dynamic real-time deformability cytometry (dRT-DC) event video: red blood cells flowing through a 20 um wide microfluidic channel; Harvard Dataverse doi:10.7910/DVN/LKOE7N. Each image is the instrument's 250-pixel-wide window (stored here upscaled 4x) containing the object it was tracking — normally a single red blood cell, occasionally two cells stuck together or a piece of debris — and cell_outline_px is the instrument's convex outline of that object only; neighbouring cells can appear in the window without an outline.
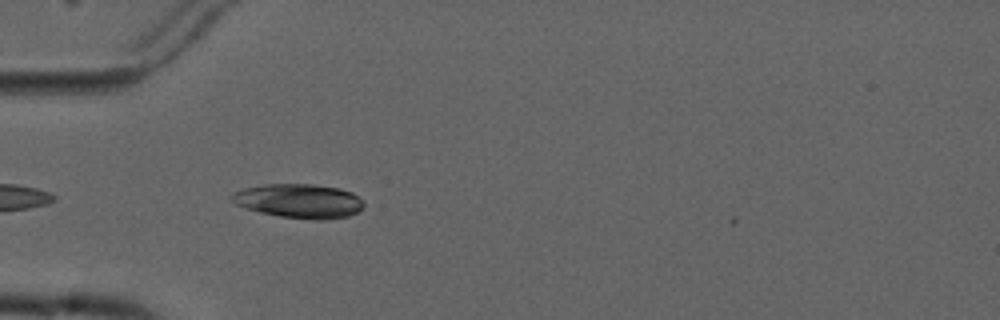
{"species": "common noctule bat (a hibernating species)", "species_latin": "Nyctalus noctula", "temperature_condition": "cold", "stored_images_in_passage": 7, "camera_frame_rate_fps": 3000, "um_per_image_px": 0.085, "animal": {"sex": "male", "forearm_length_mm": 52.5}, "frame": {"image": 1, "passage_image": 4, "time_ms": 3.333, "image_size_px": [1000, 320], "cell_outline_px": [[364, 208], [348, 216], [324, 220], [312, 220], [280, 216], [260, 212], [244, 208], [236, 204], [228, 196], [244, 188], [264, 184], [312, 184], [340, 188], [352, 192], [364, 204]], "centroid_in_image_um": [25.41, 17.08], "position_along_channel_um": 59.6, "area_um2": 26.3}}
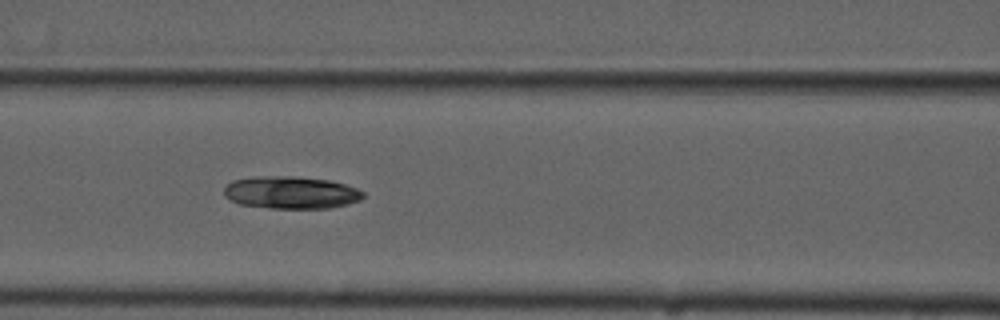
{"frame": {"image": 2, "passage_image": 6, "time_ms": 5.667, "image_size_px": [1000, 320], "cell_outline_px": [[364, 196], [360, 200], [348, 204], [328, 208], [272, 208], [240, 204], [224, 196], [224, 188], [232, 180], [256, 176], [296, 176], [328, 180], [344, 184], [356, 188], [364, 192]], "centroid_in_image_um": [24.73, 16.36], "position_along_channel_um": 141.9, "area_um2": 26.24}}
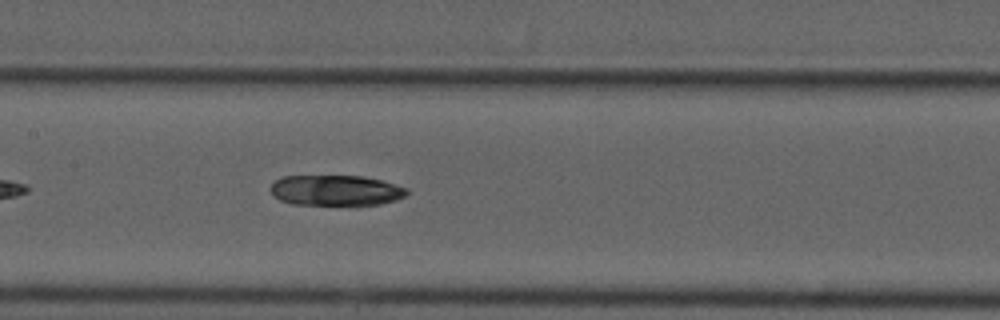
{"frame": {"image": 3, "passage_image": 7, "time_ms": 6.667, "image_size_px": [1000, 320], "cell_outline_px": [[408, 192], [404, 196], [396, 200], [380, 204], [292, 204], [280, 200], [272, 196], [272, 184], [280, 176], [364, 176], [384, 180], [408, 188]], "centroid_in_image_um": [28.56, 16.17], "position_along_channel_um": 178.8, "area_um2": 24.22}}